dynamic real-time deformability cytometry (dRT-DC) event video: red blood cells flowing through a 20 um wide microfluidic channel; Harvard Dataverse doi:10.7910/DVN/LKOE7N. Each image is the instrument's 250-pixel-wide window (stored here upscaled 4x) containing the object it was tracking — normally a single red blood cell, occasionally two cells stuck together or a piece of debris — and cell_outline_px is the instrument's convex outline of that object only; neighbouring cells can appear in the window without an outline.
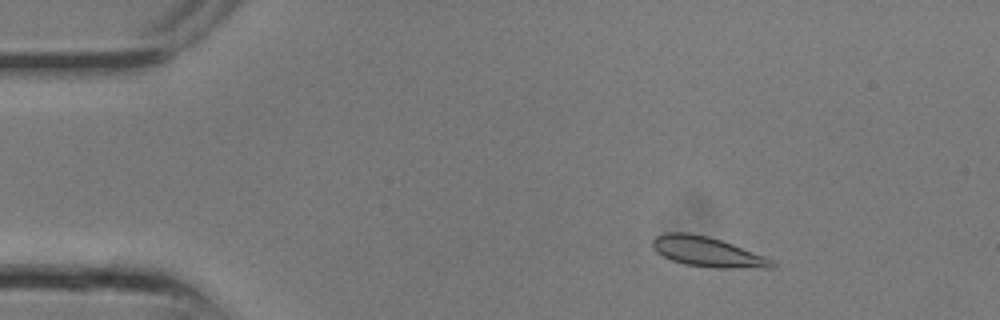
{"species": "common noctule bat (a hibernating species)", "species_latin": "Nyctalus noctula", "temperature_condition": "room temperature", "stored_images_in_passage": 9, "camera_frame_rate_fps": 3000, "um_per_image_px": 0.085, "animal": {"sex": "male", "body_mass_g": 13.3}, "frame": {"image": 1, "passage_image": 4, "time_ms": 1.0, "image_size_px": [1000, 320], "cell_outline_px": [[776, 264], [772, 268], [716, 268], [684, 264], [672, 260], [656, 252], [652, 248], [652, 240], [656, 236], [664, 232], [688, 232], [708, 236], [732, 244], [764, 256], [772, 260]], "centroid_in_image_um": [60.09, 21.4], "position_along_channel_um": 24.9, "area_um2": 20.81}}
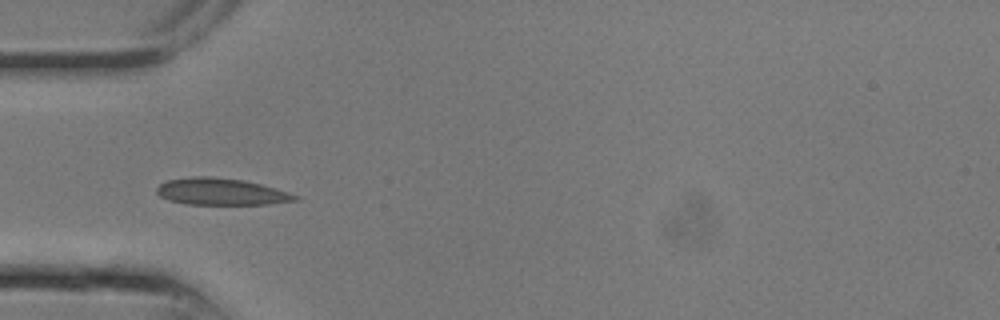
{"frame": {"image": 2, "passage_image": 8, "time_ms": 2.333, "image_size_px": [1000, 320], "cell_outline_px": [[300, 200], [268, 204], [188, 204], [168, 200], [160, 196], [156, 192], [156, 188], [160, 184], [168, 180], [196, 176], [212, 176], [244, 180], [260, 184], [288, 192], [300, 196]], "centroid_in_image_um": [18.81, 16.29], "position_along_channel_um": 66.2, "area_um2": 21.56}}